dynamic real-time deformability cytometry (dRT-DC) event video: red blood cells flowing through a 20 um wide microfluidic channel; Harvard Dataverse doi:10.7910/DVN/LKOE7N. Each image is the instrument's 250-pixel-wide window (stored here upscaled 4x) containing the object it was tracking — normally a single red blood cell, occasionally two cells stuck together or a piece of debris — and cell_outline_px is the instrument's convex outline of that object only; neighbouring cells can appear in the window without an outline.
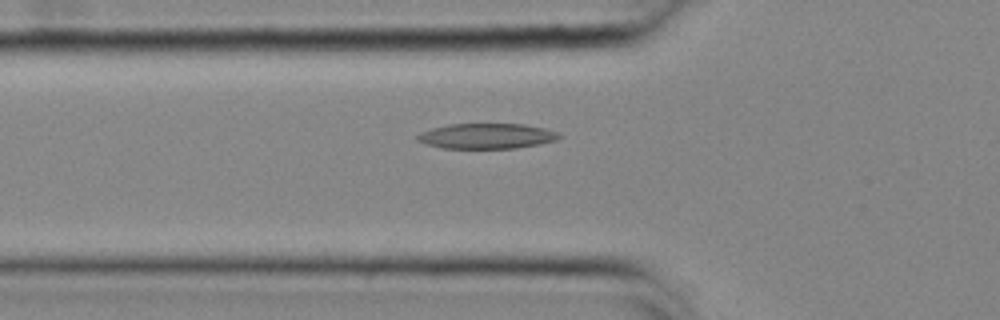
{"species": "common noctule bat (a hibernating species)", "species_latin": "Nyctalus noctula", "temperature_condition": "cold", "stored_images_in_passage": 50, "camera_frame_rate_fps": 3000, "um_per_image_px": 0.085, "animal": {"sex": "female", "body_mass_g": 25.1}, "frame": {"image": 1, "passage_image": 14, "time_ms": 4.333, "image_size_px": [1000, 320], "cell_outline_px": [[560, 136], [556, 140], [540, 144], [516, 148], [440, 148], [416, 140], [416, 136], [420, 132], [432, 128], [448, 124], [524, 124], [544, 128], [556, 132]], "centroid_in_image_um": [41.33, 11.56], "position_along_channel_um": 84.5, "area_um2": 20.81}}
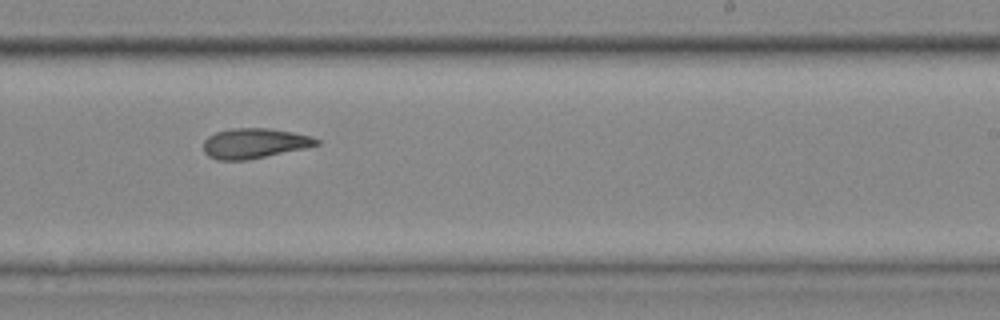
{"frame": {"image": 2, "passage_image": 29, "time_ms": 9.333, "image_size_px": [1000, 320], "cell_outline_px": [[320, 144], [304, 148], [248, 160], [216, 160], [208, 156], [204, 152], [204, 140], [208, 136], [216, 132], [232, 128], [268, 128], [292, 132], [312, 136], [320, 140]], "centroid_in_image_um": [21.61, 12.18], "position_along_channel_um": 267.4, "area_um2": 19.83}}
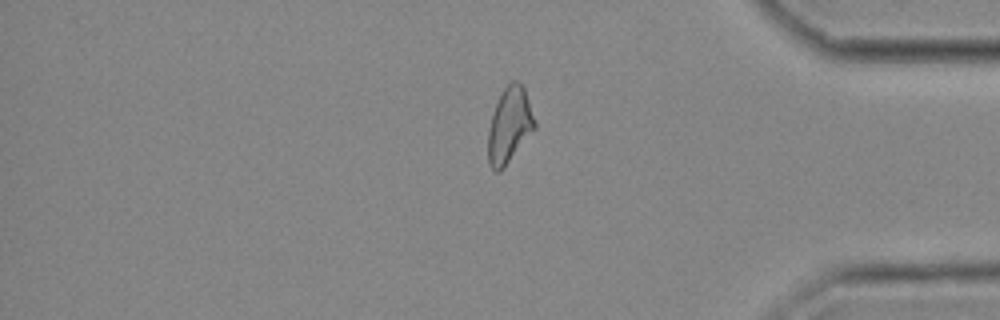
{"frame": {"image": 3, "passage_image": 41, "time_ms": 13.333, "image_size_px": [1000, 320], "cell_outline_px": [[536, 128], [504, 168], [500, 172], [496, 172], [488, 164], [488, 132], [492, 112], [504, 88], [512, 80], [516, 80], [524, 88], [536, 120]], "centroid_in_image_um": [43.31, 10.67], "position_along_channel_um": 391.9, "area_um2": 20.58}, "authors_computed_cell_mechanics": {"area_um2": 20.7502, "velocity_mm_per_s": 3.6582, "shape_relaxation_time_tau1_ms": null, "shape_relaxation_time_tau2_ms": 3.6829, "deformation_change_tau1": null, "deformation_change_tau2": 0.1198}}